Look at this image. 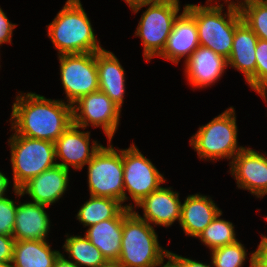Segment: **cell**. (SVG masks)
Returning a JSON list of instances; mask_svg holds the SVG:
<instances>
[{
    "label": "cell",
    "mask_w": 267,
    "mask_h": 267,
    "mask_svg": "<svg viewBox=\"0 0 267 267\" xmlns=\"http://www.w3.org/2000/svg\"><path fill=\"white\" fill-rule=\"evenodd\" d=\"M11 129L15 134L55 142L73 123L72 105L33 93H18L12 105Z\"/></svg>",
    "instance_id": "1"
},
{
    "label": "cell",
    "mask_w": 267,
    "mask_h": 267,
    "mask_svg": "<svg viewBox=\"0 0 267 267\" xmlns=\"http://www.w3.org/2000/svg\"><path fill=\"white\" fill-rule=\"evenodd\" d=\"M46 28L47 36L58 50L57 55L93 53L104 49L96 39L80 0H67Z\"/></svg>",
    "instance_id": "2"
},
{
    "label": "cell",
    "mask_w": 267,
    "mask_h": 267,
    "mask_svg": "<svg viewBox=\"0 0 267 267\" xmlns=\"http://www.w3.org/2000/svg\"><path fill=\"white\" fill-rule=\"evenodd\" d=\"M217 2L207 0L205 5L185 4V9L195 18L199 44L228 59L236 26L242 17L240 10L228 5L227 12L223 14L224 5Z\"/></svg>",
    "instance_id": "3"
},
{
    "label": "cell",
    "mask_w": 267,
    "mask_h": 267,
    "mask_svg": "<svg viewBox=\"0 0 267 267\" xmlns=\"http://www.w3.org/2000/svg\"><path fill=\"white\" fill-rule=\"evenodd\" d=\"M169 254L163 248L153 226L139 218L131 209L123 210V230L120 257L125 267H155Z\"/></svg>",
    "instance_id": "4"
},
{
    "label": "cell",
    "mask_w": 267,
    "mask_h": 267,
    "mask_svg": "<svg viewBox=\"0 0 267 267\" xmlns=\"http://www.w3.org/2000/svg\"><path fill=\"white\" fill-rule=\"evenodd\" d=\"M235 108H227L224 112L198 128L189 142L198 158L205 161L230 160L245 147L238 146V126Z\"/></svg>",
    "instance_id": "5"
},
{
    "label": "cell",
    "mask_w": 267,
    "mask_h": 267,
    "mask_svg": "<svg viewBox=\"0 0 267 267\" xmlns=\"http://www.w3.org/2000/svg\"><path fill=\"white\" fill-rule=\"evenodd\" d=\"M7 142L11 149L13 189H20L30 179L57 165L51 141L12 133Z\"/></svg>",
    "instance_id": "6"
},
{
    "label": "cell",
    "mask_w": 267,
    "mask_h": 267,
    "mask_svg": "<svg viewBox=\"0 0 267 267\" xmlns=\"http://www.w3.org/2000/svg\"><path fill=\"white\" fill-rule=\"evenodd\" d=\"M145 6L148 8L140 17L135 36L142 40L145 61H150L163 51L173 23L180 13V1L141 5L132 9V12L136 14Z\"/></svg>",
    "instance_id": "7"
},
{
    "label": "cell",
    "mask_w": 267,
    "mask_h": 267,
    "mask_svg": "<svg viewBox=\"0 0 267 267\" xmlns=\"http://www.w3.org/2000/svg\"><path fill=\"white\" fill-rule=\"evenodd\" d=\"M86 164L91 196L108 197L124 203L122 149L108 141Z\"/></svg>",
    "instance_id": "8"
},
{
    "label": "cell",
    "mask_w": 267,
    "mask_h": 267,
    "mask_svg": "<svg viewBox=\"0 0 267 267\" xmlns=\"http://www.w3.org/2000/svg\"><path fill=\"white\" fill-rule=\"evenodd\" d=\"M124 202L132 199L139 203L151 192L159 189L166 182L150 159L146 158L139 148L132 143L129 148L122 149ZM128 191L129 196H127Z\"/></svg>",
    "instance_id": "9"
},
{
    "label": "cell",
    "mask_w": 267,
    "mask_h": 267,
    "mask_svg": "<svg viewBox=\"0 0 267 267\" xmlns=\"http://www.w3.org/2000/svg\"><path fill=\"white\" fill-rule=\"evenodd\" d=\"M60 79L67 103L99 90L96 52L58 55Z\"/></svg>",
    "instance_id": "10"
},
{
    "label": "cell",
    "mask_w": 267,
    "mask_h": 267,
    "mask_svg": "<svg viewBox=\"0 0 267 267\" xmlns=\"http://www.w3.org/2000/svg\"><path fill=\"white\" fill-rule=\"evenodd\" d=\"M121 108L104 92L98 90L80 97L72 104L73 124L85 130L88 126L101 127L112 141L120 123Z\"/></svg>",
    "instance_id": "11"
},
{
    "label": "cell",
    "mask_w": 267,
    "mask_h": 267,
    "mask_svg": "<svg viewBox=\"0 0 267 267\" xmlns=\"http://www.w3.org/2000/svg\"><path fill=\"white\" fill-rule=\"evenodd\" d=\"M237 188L248 190L257 198L267 195V154L245 147L229 164Z\"/></svg>",
    "instance_id": "12"
},
{
    "label": "cell",
    "mask_w": 267,
    "mask_h": 267,
    "mask_svg": "<svg viewBox=\"0 0 267 267\" xmlns=\"http://www.w3.org/2000/svg\"><path fill=\"white\" fill-rule=\"evenodd\" d=\"M80 129L72 123L54 142L57 165L67 170L71 167L81 170L103 146L93 140L90 147V132ZM59 159L61 162L57 161Z\"/></svg>",
    "instance_id": "13"
},
{
    "label": "cell",
    "mask_w": 267,
    "mask_h": 267,
    "mask_svg": "<svg viewBox=\"0 0 267 267\" xmlns=\"http://www.w3.org/2000/svg\"><path fill=\"white\" fill-rule=\"evenodd\" d=\"M135 206V207H134ZM181 206L179 193L172 187H163L151 192L136 205L129 203L131 209L139 218L151 226L171 227L175 221H180ZM142 208L143 216L135 212V208Z\"/></svg>",
    "instance_id": "14"
},
{
    "label": "cell",
    "mask_w": 267,
    "mask_h": 267,
    "mask_svg": "<svg viewBox=\"0 0 267 267\" xmlns=\"http://www.w3.org/2000/svg\"><path fill=\"white\" fill-rule=\"evenodd\" d=\"M69 172L70 170L56 165L30 179L20 189H13V192L16 198L26 194L32 202L49 207L60 200L67 191Z\"/></svg>",
    "instance_id": "15"
},
{
    "label": "cell",
    "mask_w": 267,
    "mask_h": 267,
    "mask_svg": "<svg viewBox=\"0 0 267 267\" xmlns=\"http://www.w3.org/2000/svg\"><path fill=\"white\" fill-rule=\"evenodd\" d=\"M184 63V75L194 89L207 88L215 84L228 67V61L224 56L201 45Z\"/></svg>",
    "instance_id": "16"
},
{
    "label": "cell",
    "mask_w": 267,
    "mask_h": 267,
    "mask_svg": "<svg viewBox=\"0 0 267 267\" xmlns=\"http://www.w3.org/2000/svg\"><path fill=\"white\" fill-rule=\"evenodd\" d=\"M199 46L195 18L184 6L173 23L163 51L157 57L178 64L184 57L186 61Z\"/></svg>",
    "instance_id": "17"
},
{
    "label": "cell",
    "mask_w": 267,
    "mask_h": 267,
    "mask_svg": "<svg viewBox=\"0 0 267 267\" xmlns=\"http://www.w3.org/2000/svg\"><path fill=\"white\" fill-rule=\"evenodd\" d=\"M19 202L12 235L14 240H46L51 226L49 214L46 212L47 206L32 201Z\"/></svg>",
    "instance_id": "18"
},
{
    "label": "cell",
    "mask_w": 267,
    "mask_h": 267,
    "mask_svg": "<svg viewBox=\"0 0 267 267\" xmlns=\"http://www.w3.org/2000/svg\"><path fill=\"white\" fill-rule=\"evenodd\" d=\"M221 211L211 197L200 193L188 195L181 206L179 225L185 235L197 238Z\"/></svg>",
    "instance_id": "19"
},
{
    "label": "cell",
    "mask_w": 267,
    "mask_h": 267,
    "mask_svg": "<svg viewBox=\"0 0 267 267\" xmlns=\"http://www.w3.org/2000/svg\"><path fill=\"white\" fill-rule=\"evenodd\" d=\"M96 65L99 90L104 92L118 107L122 109L126 94L125 70L113 52L101 50L96 52Z\"/></svg>",
    "instance_id": "20"
},
{
    "label": "cell",
    "mask_w": 267,
    "mask_h": 267,
    "mask_svg": "<svg viewBox=\"0 0 267 267\" xmlns=\"http://www.w3.org/2000/svg\"><path fill=\"white\" fill-rule=\"evenodd\" d=\"M257 35L241 21L235 29L228 66L240 71L247 82L256 72Z\"/></svg>",
    "instance_id": "21"
},
{
    "label": "cell",
    "mask_w": 267,
    "mask_h": 267,
    "mask_svg": "<svg viewBox=\"0 0 267 267\" xmlns=\"http://www.w3.org/2000/svg\"><path fill=\"white\" fill-rule=\"evenodd\" d=\"M84 233L87 239L100 250L105 259L118 261L121 251L123 211L113 219L89 226Z\"/></svg>",
    "instance_id": "22"
},
{
    "label": "cell",
    "mask_w": 267,
    "mask_h": 267,
    "mask_svg": "<svg viewBox=\"0 0 267 267\" xmlns=\"http://www.w3.org/2000/svg\"><path fill=\"white\" fill-rule=\"evenodd\" d=\"M61 252L52 250L47 240L15 241L12 267H53Z\"/></svg>",
    "instance_id": "23"
},
{
    "label": "cell",
    "mask_w": 267,
    "mask_h": 267,
    "mask_svg": "<svg viewBox=\"0 0 267 267\" xmlns=\"http://www.w3.org/2000/svg\"><path fill=\"white\" fill-rule=\"evenodd\" d=\"M127 204H122L117 199L108 197L91 196L77 212V220L84 226L89 227L107 219L116 218Z\"/></svg>",
    "instance_id": "24"
},
{
    "label": "cell",
    "mask_w": 267,
    "mask_h": 267,
    "mask_svg": "<svg viewBox=\"0 0 267 267\" xmlns=\"http://www.w3.org/2000/svg\"><path fill=\"white\" fill-rule=\"evenodd\" d=\"M68 255V260L78 267H101L108 261L98 248H96L87 237L67 234L62 246Z\"/></svg>",
    "instance_id": "25"
},
{
    "label": "cell",
    "mask_w": 267,
    "mask_h": 267,
    "mask_svg": "<svg viewBox=\"0 0 267 267\" xmlns=\"http://www.w3.org/2000/svg\"><path fill=\"white\" fill-rule=\"evenodd\" d=\"M222 211L197 237L209 250L217 247L230 245L238 241L232 222L220 218Z\"/></svg>",
    "instance_id": "26"
},
{
    "label": "cell",
    "mask_w": 267,
    "mask_h": 267,
    "mask_svg": "<svg viewBox=\"0 0 267 267\" xmlns=\"http://www.w3.org/2000/svg\"><path fill=\"white\" fill-rule=\"evenodd\" d=\"M214 267H243L247 259V250L240 241L211 250Z\"/></svg>",
    "instance_id": "27"
},
{
    "label": "cell",
    "mask_w": 267,
    "mask_h": 267,
    "mask_svg": "<svg viewBox=\"0 0 267 267\" xmlns=\"http://www.w3.org/2000/svg\"><path fill=\"white\" fill-rule=\"evenodd\" d=\"M242 21L257 35L267 41V2H256L240 10Z\"/></svg>",
    "instance_id": "28"
},
{
    "label": "cell",
    "mask_w": 267,
    "mask_h": 267,
    "mask_svg": "<svg viewBox=\"0 0 267 267\" xmlns=\"http://www.w3.org/2000/svg\"><path fill=\"white\" fill-rule=\"evenodd\" d=\"M259 95L267 89V41L258 39L256 46V72L246 82Z\"/></svg>",
    "instance_id": "29"
},
{
    "label": "cell",
    "mask_w": 267,
    "mask_h": 267,
    "mask_svg": "<svg viewBox=\"0 0 267 267\" xmlns=\"http://www.w3.org/2000/svg\"><path fill=\"white\" fill-rule=\"evenodd\" d=\"M17 201L7 196L0 198V234L12 236L17 210Z\"/></svg>",
    "instance_id": "30"
},
{
    "label": "cell",
    "mask_w": 267,
    "mask_h": 267,
    "mask_svg": "<svg viewBox=\"0 0 267 267\" xmlns=\"http://www.w3.org/2000/svg\"><path fill=\"white\" fill-rule=\"evenodd\" d=\"M261 238L257 249L250 255L249 267H267V236L261 234Z\"/></svg>",
    "instance_id": "31"
},
{
    "label": "cell",
    "mask_w": 267,
    "mask_h": 267,
    "mask_svg": "<svg viewBox=\"0 0 267 267\" xmlns=\"http://www.w3.org/2000/svg\"><path fill=\"white\" fill-rule=\"evenodd\" d=\"M15 27H17V24L11 23L6 13H4L0 7V46L3 43L12 44V36Z\"/></svg>",
    "instance_id": "32"
},
{
    "label": "cell",
    "mask_w": 267,
    "mask_h": 267,
    "mask_svg": "<svg viewBox=\"0 0 267 267\" xmlns=\"http://www.w3.org/2000/svg\"><path fill=\"white\" fill-rule=\"evenodd\" d=\"M14 244L13 236L0 234V262L12 263Z\"/></svg>",
    "instance_id": "33"
},
{
    "label": "cell",
    "mask_w": 267,
    "mask_h": 267,
    "mask_svg": "<svg viewBox=\"0 0 267 267\" xmlns=\"http://www.w3.org/2000/svg\"><path fill=\"white\" fill-rule=\"evenodd\" d=\"M169 254L177 261L179 267H214L212 261L211 264H205L200 261H196L190 258L182 257V255H178L172 251H169Z\"/></svg>",
    "instance_id": "34"
},
{
    "label": "cell",
    "mask_w": 267,
    "mask_h": 267,
    "mask_svg": "<svg viewBox=\"0 0 267 267\" xmlns=\"http://www.w3.org/2000/svg\"><path fill=\"white\" fill-rule=\"evenodd\" d=\"M126 4L132 9L141 6V5H146V4H159V3H164V2H169V1H174V0H124Z\"/></svg>",
    "instance_id": "35"
},
{
    "label": "cell",
    "mask_w": 267,
    "mask_h": 267,
    "mask_svg": "<svg viewBox=\"0 0 267 267\" xmlns=\"http://www.w3.org/2000/svg\"><path fill=\"white\" fill-rule=\"evenodd\" d=\"M221 1V0H218ZM225 2L223 4H227L229 7L237 9V10H241L244 6L251 4V3H256V2H262L265 0H224Z\"/></svg>",
    "instance_id": "36"
},
{
    "label": "cell",
    "mask_w": 267,
    "mask_h": 267,
    "mask_svg": "<svg viewBox=\"0 0 267 267\" xmlns=\"http://www.w3.org/2000/svg\"><path fill=\"white\" fill-rule=\"evenodd\" d=\"M53 267H78L75 263L68 260L65 254L60 253L59 256L54 261Z\"/></svg>",
    "instance_id": "37"
},
{
    "label": "cell",
    "mask_w": 267,
    "mask_h": 267,
    "mask_svg": "<svg viewBox=\"0 0 267 267\" xmlns=\"http://www.w3.org/2000/svg\"><path fill=\"white\" fill-rule=\"evenodd\" d=\"M9 178L0 171V198L6 196V192L8 190V187L10 185Z\"/></svg>",
    "instance_id": "38"
},
{
    "label": "cell",
    "mask_w": 267,
    "mask_h": 267,
    "mask_svg": "<svg viewBox=\"0 0 267 267\" xmlns=\"http://www.w3.org/2000/svg\"><path fill=\"white\" fill-rule=\"evenodd\" d=\"M165 259H167V261L164 264ZM165 259L163 258L159 263L155 265V267H179L177 261L170 254H167Z\"/></svg>",
    "instance_id": "39"
},
{
    "label": "cell",
    "mask_w": 267,
    "mask_h": 267,
    "mask_svg": "<svg viewBox=\"0 0 267 267\" xmlns=\"http://www.w3.org/2000/svg\"><path fill=\"white\" fill-rule=\"evenodd\" d=\"M101 267H125L123 265H121L119 262L117 261H109L107 263H105L103 266Z\"/></svg>",
    "instance_id": "40"
},
{
    "label": "cell",
    "mask_w": 267,
    "mask_h": 267,
    "mask_svg": "<svg viewBox=\"0 0 267 267\" xmlns=\"http://www.w3.org/2000/svg\"><path fill=\"white\" fill-rule=\"evenodd\" d=\"M259 96H261L265 103H267V89L264 90Z\"/></svg>",
    "instance_id": "41"
},
{
    "label": "cell",
    "mask_w": 267,
    "mask_h": 267,
    "mask_svg": "<svg viewBox=\"0 0 267 267\" xmlns=\"http://www.w3.org/2000/svg\"><path fill=\"white\" fill-rule=\"evenodd\" d=\"M0 267H12V266H11V263L0 262Z\"/></svg>",
    "instance_id": "42"
}]
</instances>
